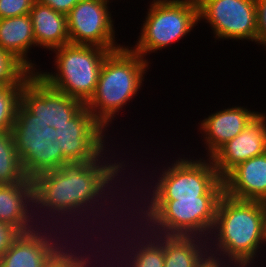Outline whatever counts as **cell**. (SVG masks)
Wrapping results in <instances>:
<instances>
[{
    "label": "cell",
    "instance_id": "6da1fadb",
    "mask_svg": "<svg viewBox=\"0 0 266 267\" xmlns=\"http://www.w3.org/2000/svg\"><path fill=\"white\" fill-rule=\"evenodd\" d=\"M105 143L108 145L109 142H106V139L70 138L59 131H51L40 143L30 170L34 187V209H36L34 215L40 226H52L58 229L60 227L68 234L73 232V237L74 234L80 232L81 235L76 234V236L78 238L80 236V239L82 237L81 240L85 238L86 241L87 236L88 239L90 237L91 240L100 242L103 239L101 235L108 234L113 227L112 230H115L118 221L127 217L125 214L130 211L127 206L130 203V198L127 197L130 195L126 193L127 189L129 190V184L127 186L125 181H121L125 179L123 176L126 172L123 170H126L127 165L124 163L126 161L114 160L113 155H111L112 158H108L111 152ZM120 181L123 182L122 185ZM123 189L126 191H123L124 195L121 196ZM115 197L118 199L121 197V199L118 200ZM123 198L125 199L123 200ZM126 200L127 202H125ZM119 208L121 211L118 210ZM117 216L118 218H116ZM101 218L104 220L102 221ZM102 223L104 227H102ZM96 227L98 228L96 229ZM90 228L91 232L88 231ZM83 232L86 235H83ZM92 235L95 236L92 238Z\"/></svg>",
    "mask_w": 266,
    "mask_h": 267
},
{
    "label": "cell",
    "instance_id": "7a4b0ae2",
    "mask_svg": "<svg viewBox=\"0 0 266 267\" xmlns=\"http://www.w3.org/2000/svg\"><path fill=\"white\" fill-rule=\"evenodd\" d=\"M52 51L56 69L35 73V103L44 123L59 131L92 98L102 63L111 51L71 43Z\"/></svg>",
    "mask_w": 266,
    "mask_h": 267
},
{
    "label": "cell",
    "instance_id": "3957f363",
    "mask_svg": "<svg viewBox=\"0 0 266 267\" xmlns=\"http://www.w3.org/2000/svg\"><path fill=\"white\" fill-rule=\"evenodd\" d=\"M149 62L129 46L111 51L102 63L92 98L59 132L70 138L106 139L107 127L141 90Z\"/></svg>",
    "mask_w": 266,
    "mask_h": 267
},
{
    "label": "cell",
    "instance_id": "277c9868",
    "mask_svg": "<svg viewBox=\"0 0 266 267\" xmlns=\"http://www.w3.org/2000/svg\"><path fill=\"white\" fill-rule=\"evenodd\" d=\"M210 236L207 239L209 252L235 267H254L255 258H259L261 248L266 246L261 201L238 200L224 193Z\"/></svg>",
    "mask_w": 266,
    "mask_h": 267
},
{
    "label": "cell",
    "instance_id": "5b68a950",
    "mask_svg": "<svg viewBox=\"0 0 266 267\" xmlns=\"http://www.w3.org/2000/svg\"><path fill=\"white\" fill-rule=\"evenodd\" d=\"M128 192H130V204L133 205L129 204L130 215L149 232L162 235L199 236L205 239L210 237L216 220L218 204L223 196L202 195L198 199H137L135 201L131 200L132 191ZM132 207L137 209L134 210Z\"/></svg>",
    "mask_w": 266,
    "mask_h": 267
},
{
    "label": "cell",
    "instance_id": "8992f818",
    "mask_svg": "<svg viewBox=\"0 0 266 267\" xmlns=\"http://www.w3.org/2000/svg\"><path fill=\"white\" fill-rule=\"evenodd\" d=\"M166 166L164 165V169H160L162 171L159 177L157 175L158 179L151 183L146 181L143 185L142 182L145 179L140 178V181H142L139 184H142L141 186H145V188H139L141 195L139 193L138 197L135 196L132 200L139 197V200H177L198 199L202 195H224V181L218 175L210 157L206 160L203 157L192 160L185 156L183 158L179 156L177 160ZM143 192H148V194Z\"/></svg>",
    "mask_w": 266,
    "mask_h": 267
},
{
    "label": "cell",
    "instance_id": "52a82bcc",
    "mask_svg": "<svg viewBox=\"0 0 266 267\" xmlns=\"http://www.w3.org/2000/svg\"><path fill=\"white\" fill-rule=\"evenodd\" d=\"M147 10L138 41L129 47L146 60V55L171 47L199 23L197 0H153Z\"/></svg>",
    "mask_w": 266,
    "mask_h": 267
},
{
    "label": "cell",
    "instance_id": "ba28073f",
    "mask_svg": "<svg viewBox=\"0 0 266 267\" xmlns=\"http://www.w3.org/2000/svg\"><path fill=\"white\" fill-rule=\"evenodd\" d=\"M127 215H128L127 218H125L123 220L125 222H123L121 220V221H119V224L116 225V227L120 226L119 228H121V229L116 228V233H117L116 235H118L117 237L114 236L115 231L111 230L112 234L110 232H108L109 234L103 235L104 236L103 238H105L104 240L106 242L105 241L103 242V239L99 242L101 244V246H103V247H101L102 248V252H101L102 257L104 259V261H102V262H106V264L102 263V267H164V235L153 234V233L149 232L142 224L137 222V220L134 219V221H133L132 220L133 216L130 215V213H128ZM126 220L127 221L131 220V221L128 222V224H126L127 223ZM123 223H124V225H123ZM120 224H122V225H120ZM123 235L126 237H124ZM113 237H115V238H113ZM122 237H124V238H122ZM108 238L110 241H108ZM117 238H119V239H117ZM129 238H132V239H129ZM126 240H128V241H126ZM113 241H114V245L112 244ZM120 241L123 244L119 243ZM117 248H118V250H117ZM110 249H112V250H110ZM115 249H116V251H115ZM125 251H127V252H125ZM120 259H121V261H120Z\"/></svg>",
    "mask_w": 266,
    "mask_h": 267
},
{
    "label": "cell",
    "instance_id": "9c48e42d",
    "mask_svg": "<svg viewBox=\"0 0 266 267\" xmlns=\"http://www.w3.org/2000/svg\"><path fill=\"white\" fill-rule=\"evenodd\" d=\"M199 22L211 26L214 38L257 41L256 0H197Z\"/></svg>",
    "mask_w": 266,
    "mask_h": 267
},
{
    "label": "cell",
    "instance_id": "30bf717a",
    "mask_svg": "<svg viewBox=\"0 0 266 267\" xmlns=\"http://www.w3.org/2000/svg\"><path fill=\"white\" fill-rule=\"evenodd\" d=\"M61 230L39 226L21 233L0 258V267H48L68 245L80 240L76 236L71 238L70 234Z\"/></svg>",
    "mask_w": 266,
    "mask_h": 267
},
{
    "label": "cell",
    "instance_id": "8fae6325",
    "mask_svg": "<svg viewBox=\"0 0 266 267\" xmlns=\"http://www.w3.org/2000/svg\"><path fill=\"white\" fill-rule=\"evenodd\" d=\"M110 0H80L67 14L71 44L96 45L115 51L125 45L115 42Z\"/></svg>",
    "mask_w": 266,
    "mask_h": 267
},
{
    "label": "cell",
    "instance_id": "7c38bea8",
    "mask_svg": "<svg viewBox=\"0 0 266 267\" xmlns=\"http://www.w3.org/2000/svg\"><path fill=\"white\" fill-rule=\"evenodd\" d=\"M51 129L0 130V184L23 182Z\"/></svg>",
    "mask_w": 266,
    "mask_h": 267
},
{
    "label": "cell",
    "instance_id": "4fadbf2b",
    "mask_svg": "<svg viewBox=\"0 0 266 267\" xmlns=\"http://www.w3.org/2000/svg\"><path fill=\"white\" fill-rule=\"evenodd\" d=\"M50 129L37 113L35 74L18 85L0 86V130Z\"/></svg>",
    "mask_w": 266,
    "mask_h": 267
},
{
    "label": "cell",
    "instance_id": "5bb4252c",
    "mask_svg": "<svg viewBox=\"0 0 266 267\" xmlns=\"http://www.w3.org/2000/svg\"><path fill=\"white\" fill-rule=\"evenodd\" d=\"M266 152V116L259 112L232 140L222 145L210 158L223 179L239 163Z\"/></svg>",
    "mask_w": 266,
    "mask_h": 267
},
{
    "label": "cell",
    "instance_id": "9a60e30c",
    "mask_svg": "<svg viewBox=\"0 0 266 267\" xmlns=\"http://www.w3.org/2000/svg\"><path fill=\"white\" fill-rule=\"evenodd\" d=\"M34 187L31 175L23 182L0 184V222L8 223L21 233L40 225L34 215Z\"/></svg>",
    "mask_w": 266,
    "mask_h": 267
},
{
    "label": "cell",
    "instance_id": "2e32d148",
    "mask_svg": "<svg viewBox=\"0 0 266 267\" xmlns=\"http://www.w3.org/2000/svg\"><path fill=\"white\" fill-rule=\"evenodd\" d=\"M258 113L236 105L211 113L198 123L200 133L205 139L202 142L207 147L206 157H211L227 141L240 134Z\"/></svg>",
    "mask_w": 266,
    "mask_h": 267
},
{
    "label": "cell",
    "instance_id": "e0dca14e",
    "mask_svg": "<svg viewBox=\"0 0 266 267\" xmlns=\"http://www.w3.org/2000/svg\"><path fill=\"white\" fill-rule=\"evenodd\" d=\"M224 193L234 199H266V152L239 163L224 178Z\"/></svg>",
    "mask_w": 266,
    "mask_h": 267
},
{
    "label": "cell",
    "instance_id": "ac0fdd59",
    "mask_svg": "<svg viewBox=\"0 0 266 267\" xmlns=\"http://www.w3.org/2000/svg\"><path fill=\"white\" fill-rule=\"evenodd\" d=\"M33 46L36 47V42L30 14L0 19V48L12 54L35 74L37 65L28 57Z\"/></svg>",
    "mask_w": 266,
    "mask_h": 267
},
{
    "label": "cell",
    "instance_id": "d6986e66",
    "mask_svg": "<svg viewBox=\"0 0 266 267\" xmlns=\"http://www.w3.org/2000/svg\"><path fill=\"white\" fill-rule=\"evenodd\" d=\"M36 46L52 51L69 44L67 15L35 1L30 10Z\"/></svg>",
    "mask_w": 266,
    "mask_h": 267
},
{
    "label": "cell",
    "instance_id": "ffe728a7",
    "mask_svg": "<svg viewBox=\"0 0 266 267\" xmlns=\"http://www.w3.org/2000/svg\"><path fill=\"white\" fill-rule=\"evenodd\" d=\"M207 251L205 238L164 235V267H195Z\"/></svg>",
    "mask_w": 266,
    "mask_h": 267
},
{
    "label": "cell",
    "instance_id": "44dd1931",
    "mask_svg": "<svg viewBox=\"0 0 266 267\" xmlns=\"http://www.w3.org/2000/svg\"><path fill=\"white\" fill-rule=\"evenodd\" d=\"M92 241L93 240H90V239L87 240L86 242L88 244H84L83 243L84 242L83 240L81 241V243H80V241L79 242H77V241L76 242H72V245L70 244L48 267H99V266L102 267V263L103 262H100V261H103V257H101L102 254L100 253L102 251L101 250L102 249L101 248L102 246H101V244H99V242L97 243V241H96V243H95V240H94V242H92ZM80 245H81V247H79ZM84 245H85V247H84ZM87 245H89V247L91 246V248L88 249V246ZM94 245H96L97 248ZM72 246L74 248H72ZM86 249H88V250H86ZM94 249L95 250L97 249V250L94 251ZM84 251H85V253H84ZM90 253H91V255H90ZM98 257H99V259H98ZM93 258H95V259H93ZM92 260H94V261H92ZM94 262L96 264L100 263L101 265L98 264L99 265L98 266Z\"/></svg>",
    "mask_w": 266,
    "mask_h": 267
},
{
    "label": "cell",
    "instance_id": "7402d4cb",
    "mask_svg": "<svg viewBox=\"0 0 266 267\" xmlns=\"http://www.w3.org/2000/svg\"><path fill=\"white\" fill-rule=\"evenodd\" d=\"M29 73L12 54L0 48V86L18 85Z\"/></svg>",
    "mask_w": 266,
    "mask_h": 267
},
{
    "label": "cell",
    "instance_id": "603a6c76",
    "mask_svg": "<svg viewBox=\"0 0 266 267\" xmlns=\"http://www.w3.org/2000/svg\"><path fill=\"white\" fill-rule=\"evenodd\" d=\"M35 0H0V19L30 14Z\"/></svg>",
    "mask_w": 266,
    "mask_h": 267
},
{
    "label": "cell",
    "instance_id": "cb8c5ba5",
    "mask_svg": "<svg viewBox=\"0 0 266 267\" xmlns=\"http://www.w3.org/2000/svg\"><path fill=\"white\" fill-rule=\"evenodd\" d=\"M20 234L21 232L14 226L0 222V258Z\"/></svg>",
    "mask_w": 266,
    "mask_h": 267
},
{
    "label": "cell",
    "instance_id": "d4e9b609",
    "mask_svg": "<svg viewBox=\"0 0 266 267\" xmlns=\"http://www.w3.org/2000/svg\"><path fill=\"white\" fill-rule=\"evenodd\" d=\"M257 7V41L266 47V0H256Z\"/></svg>",
    "mask_w": 266,
    "mask_h": 267
},
{
    "label": "cell",
    "instance_id": "484cf974",
    "mask_svg": "<svg viewBox=\"0 0 266 267\" xmlns=\"http://www.w3.org/2000/svg\"><path fill=\"white\" fill-rule=\"evenodd\" d=\"M195 267H235L223 257L207 251L196 263Z\"/></svg>",
    "mask_w": 266,
    "mask_h": 267
},
{
    "label": "cell",
    "instance_id": "4316f807",
    "mask_svg": "<svg viewBox=\"0 0 266 267\" xmlns=\"http://www.w3.org/2000/svg\"><path fill=\"white\" fill-rule=\"evenodd\" d=\"M55 11L67 15L80 0H35Z\"/></svg>",
    "mask_w": 266,
    "mask_h": 267
},
{
    "label": "cell",
    "instance_id": "83f0119b",
    "mask_svg": "<svg viewBox=\"0 0 266 267\" xmlns=\"http://www.w3.org/2000/svg\"><path fill=\"white\" fill-rule=\"evenodd\" d=\"M261 205L264 211L265 234H266V199L261 201Z\"/></svg>",
    "mask_w": 266,
    "mask_h": 267
}]
</instances>
